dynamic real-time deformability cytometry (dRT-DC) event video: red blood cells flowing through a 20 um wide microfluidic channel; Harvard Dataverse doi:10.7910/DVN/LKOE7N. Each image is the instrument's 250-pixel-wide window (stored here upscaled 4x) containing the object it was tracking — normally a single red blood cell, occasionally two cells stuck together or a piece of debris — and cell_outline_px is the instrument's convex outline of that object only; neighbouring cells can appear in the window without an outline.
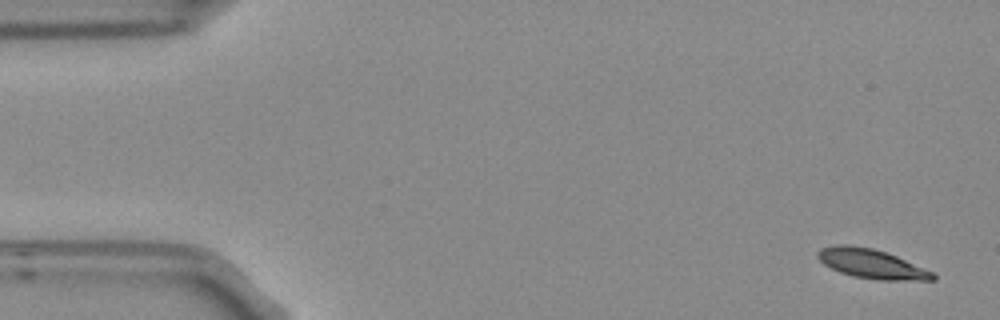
{"species": "Egyptian fruit bat (a non-hibernating species)", "species_latin": "Rousettus aegyptiacus", "temperature_condition": "room temperature", "stored_images_in_passage": 7, "camera_frame_rate_fps": 3000, "um_per_image_px": 0.085, "frame": {"image": 1, "passage_image": 1, "time_ms": 0.0, "image_size_px": [1000, 320], "cell_outline_px": [[936, 280], [880, 280], [852, 276], [840, 272], [824, 264], [816, 256], [816, 252], [820, 248], [836, 244], [848, 244], [872, 248], [896, 256], [932, 272], [936, 276]], "centroid_in_image_um": [74.03, 22.41], "position_along_channel_um": 11.0, "area_um2": 19.54}}
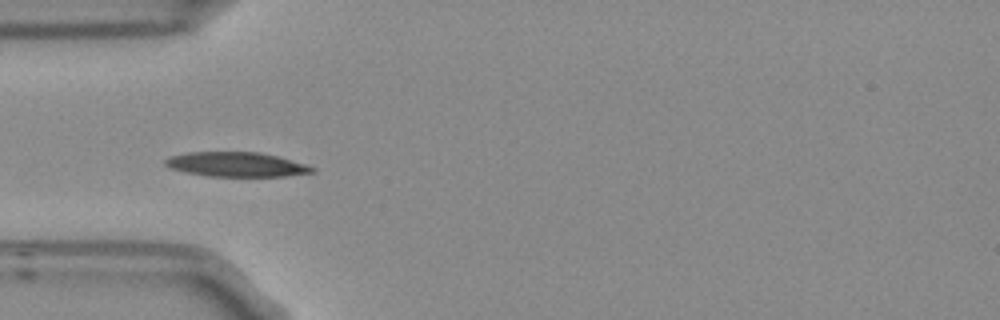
{"frame": {"image": 2, "passage_image": 5, "time_ms": 1.333, "image_size_px": [1000, 320], "cell_outline_px": [[316, 172], [284, 176], [208, 176], [188, 172], [172, 168], [164, 164], [164, 160], [172, 156], [188, 152], [260, 152], [276, 156], [304, 164], [316, 168]], "centroid_in_image_um": [20.11, 13.97], "position_along_channel_um": 64.9, "area_um2": 20.69}}